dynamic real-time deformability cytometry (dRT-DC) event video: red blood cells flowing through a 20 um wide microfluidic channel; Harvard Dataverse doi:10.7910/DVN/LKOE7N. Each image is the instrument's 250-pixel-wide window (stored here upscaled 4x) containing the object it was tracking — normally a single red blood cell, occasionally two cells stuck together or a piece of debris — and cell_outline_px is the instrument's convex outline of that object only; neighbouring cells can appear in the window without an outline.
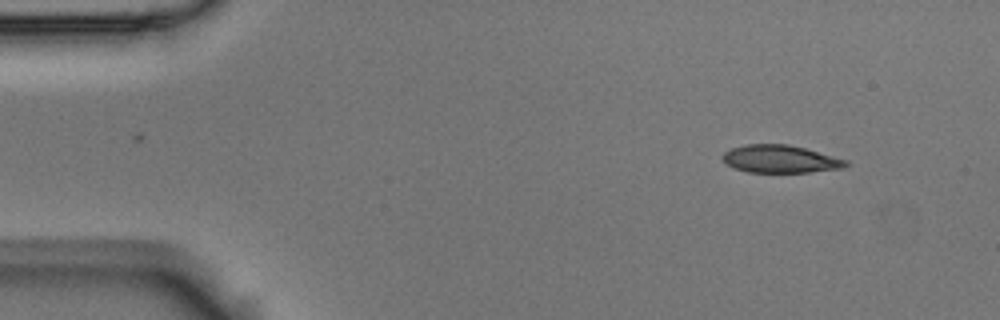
{"species": "Egyptian fruit bat (a non-hibernating species)", "species_latin": "Rousettus aegyptiacus", "temperature_condition": "room temperature", "stored_images_in_passage": 5, "camera_frame_rate_fps": 3000, "um_per_image_px": 0.085, "animal": {"sex": "male"}, "frame": {"image": 1, "passage_image": 1, "time_ms": 0.0, "image_size_px": [1000, 320], "cell_outline_px": [[848, 164], [844, 168], [808, 172], [748, 172], [736, 168], [728, 164], [720, 156], [724, 152], [732, 148], [744, 144], [788, 144], [804, 148], [848, 160]], "centroid_in_image_um": [66.33, 13.51], "position_along_channel_um": 18.7, "area_um2": 19.77}}
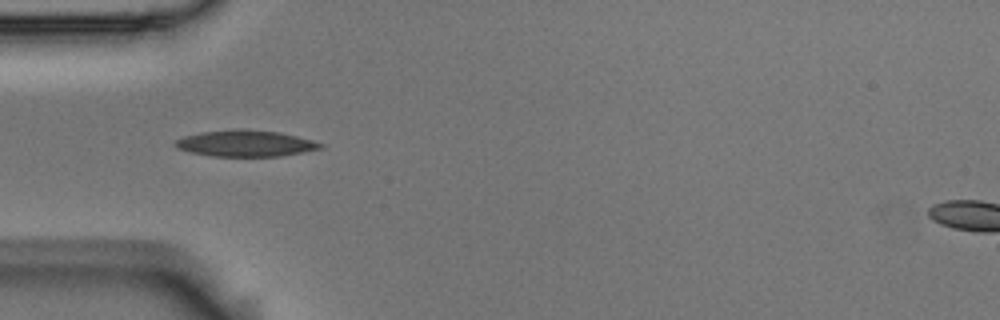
{"frame": {"image": 2, "passage_image": 4, "time_ms": 1.0, "image_size_px": [1000, 320], "cell_outline_px": [[324, 148], [280, 156], [208, 156], [176, 148], [176, 140], [184, 136], [204, 132], [244, 128], [280, 132], [312, 140], [324, 144]], "centroid_in_image_um": [20.9, 12.18], "position_along_channel_um": 64.1, "area_um2": 22.14}}
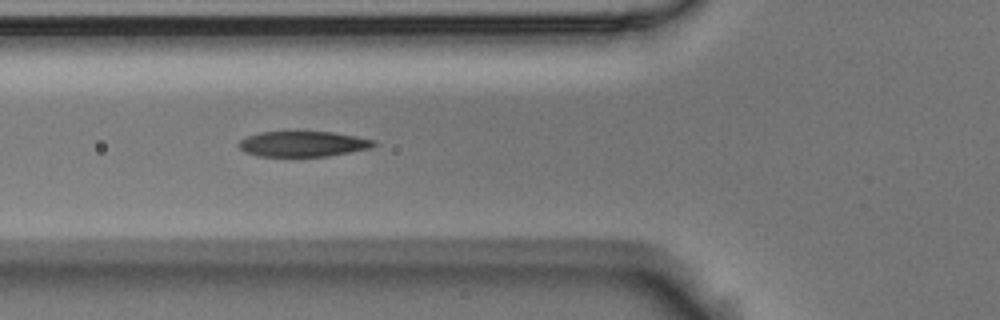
{"frame": {"image": 3, "passage_image": 5, "time_ms": 1.333, "image_size_px": [1000, 320], "cell_outline_px": [[380, 144], [372, 148], [328, 156], [256, 156], [244, 152], [240, 148], [240, 140], [248, 136], [260, 132], [332, 132], [356, 136], [376, 140]], "centroid_in_image_um": [25.82, 12.24], "position_along_channel_um": 100.0, "area_um2": 20.06}}